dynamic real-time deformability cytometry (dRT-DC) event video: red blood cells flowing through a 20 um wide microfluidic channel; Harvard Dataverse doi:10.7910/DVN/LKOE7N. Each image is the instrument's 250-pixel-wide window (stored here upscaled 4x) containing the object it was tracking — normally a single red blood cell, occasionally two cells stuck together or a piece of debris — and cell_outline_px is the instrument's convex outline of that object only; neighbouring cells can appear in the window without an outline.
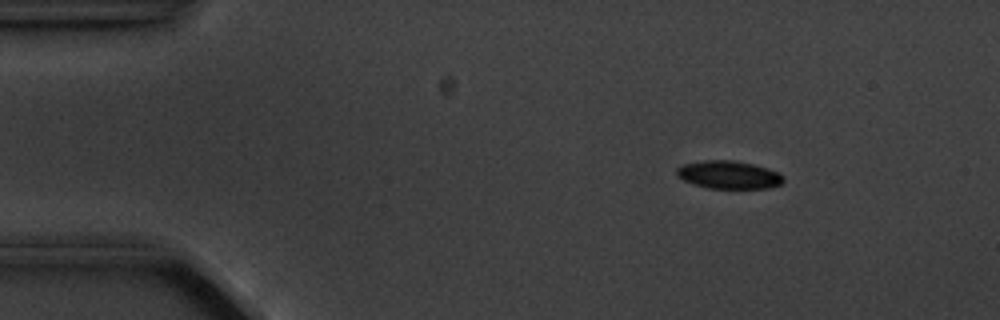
{"species": "common noctule bat (a hibernating species)", "species_latin": "Nyctalus noctula", "temperature_condition": "cold", "stored_images_in_passage": 4, "camera_frame_rate_fps": 3000, "um_per_image_px": 0.085, "animal": {"sex": "male", "body_mass_g": 20.1, "forearm_length_mm": 53.5}, "frame": {"image": 1, "passage_image": 2, "time_ms": 1.0, "image_size_px": [1000, 320], "cell_outline_px": [[784, 180], [780, 184], [768, 188], [708, 188], [684, 180], [676, 176], [676, 168], [680, 164], [704, 160], [736, 160], [768, 168], [780, 172], [784, 176]], "centroid_in_image_um": [61.94, 14.84], "position_along_channel_um": 23.1, "area_um2": 17.51}}